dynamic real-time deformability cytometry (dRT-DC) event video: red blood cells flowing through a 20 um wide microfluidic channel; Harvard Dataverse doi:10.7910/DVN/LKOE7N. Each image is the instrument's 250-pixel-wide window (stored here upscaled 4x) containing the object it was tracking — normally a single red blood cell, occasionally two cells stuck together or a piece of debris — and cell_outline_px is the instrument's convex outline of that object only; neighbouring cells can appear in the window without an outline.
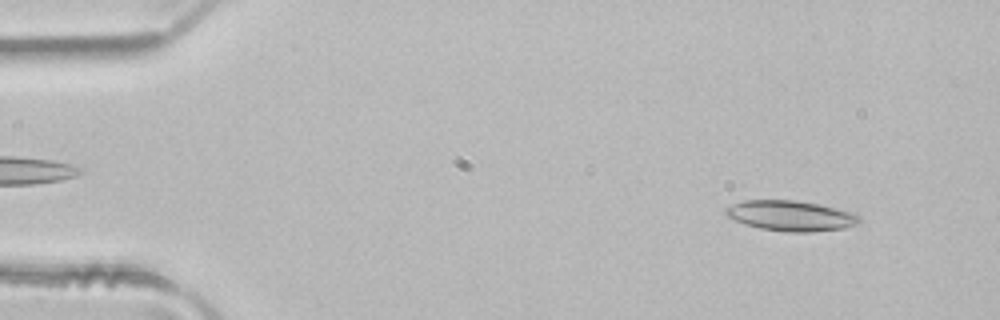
{"species": "common noctule bat (a hibernating species)", "species_latin": "Nyctalus noctula", "temperature_condition": "room temperature", "stored_images_in_passage": 13, "camera_frame_rate_fps": 3000, "um_per_image_px": 0.085, "animal": {"sex": "male", "body_mass_g": 21.5, "forearm_length_mm": 52.0}, "frame": {"image": 1, "passage_image": 4, "time_ms": 1.0, "image_size_px": [1000, 320], "cell_outline_px": [[864, 220], [860, 224], [844, 228], [812, 232], [788, 232], [760, 228], [744, 224], [728, 216], [724, 212], [724, 208], [732, 204], [744, 200], [796, 200], [856, 212]], "centroid_in_image_um": [67.28, 18.34], "position_along_channel_um": 17.7, "area_um2": 23.87}}